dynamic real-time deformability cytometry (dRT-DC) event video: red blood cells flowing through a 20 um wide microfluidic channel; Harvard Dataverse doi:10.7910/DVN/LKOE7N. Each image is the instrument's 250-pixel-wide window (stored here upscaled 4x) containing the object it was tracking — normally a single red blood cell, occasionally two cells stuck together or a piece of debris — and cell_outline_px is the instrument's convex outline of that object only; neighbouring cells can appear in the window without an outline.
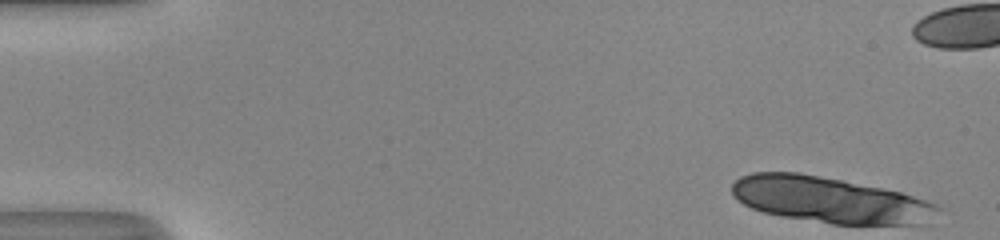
{"species": "human", "species_latin": "Homo sapiens", "temperature_condition": "room temperature", "stored_images_in_passage": 14, "camera_frame_rate_fps": 3000, "um_per_image_px": 0.085, "donor": {"sex": "male"}, "frame": {"image": 1, "passage_image": 1, "time_ms": 0.0, "image_size_px": [1000, 240], "cell_outline_px": [[940, 208], [920, 224], [832, 224], [780, 216], [764, 212], [752, 208], [736, 200], [732, 192], [732, 184], [740, 176], [752, 172], [800, 172], [900, 192], [936, 204]], "centroid_in_image_um": [70.42, 16.98], "position_along_channel_um": 14.6, "area_um2": 54.39}}